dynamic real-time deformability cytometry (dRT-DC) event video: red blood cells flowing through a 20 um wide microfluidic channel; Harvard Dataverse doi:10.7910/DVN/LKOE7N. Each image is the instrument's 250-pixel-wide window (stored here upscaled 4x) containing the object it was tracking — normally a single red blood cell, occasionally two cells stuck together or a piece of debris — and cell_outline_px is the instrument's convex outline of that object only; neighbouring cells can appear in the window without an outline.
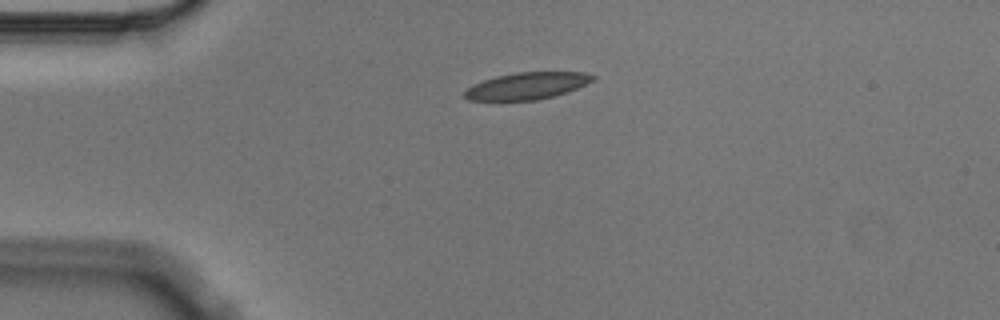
{"species": "Egyptian fruit bat (a non-hibernating species)", "species_latin": "Rousettus aegyptiacus", "temperature_condition": "cold", "stored_images_in_passage": 15, "camera_frame_rate_fps": 3000, "um_per_image_px": 0.085, "animal": {"sex": "male"}, "frame": {"image": 1, "passage_image": 5, "time_ms": 1.333, "image_size_px": [1000, 320], "cell_outline_px": [[596, 76], [592, 80], [568, 92], [536, 100], [500, 104], [468, 100], [464, 96], [464, 92], [472, 84], [496, 76], [516, 72], [584, 72]], "centroid_in_image_um": [44.66, 7.35], "position_along_channel_um": 40.3, "area_um2": 20.87}}
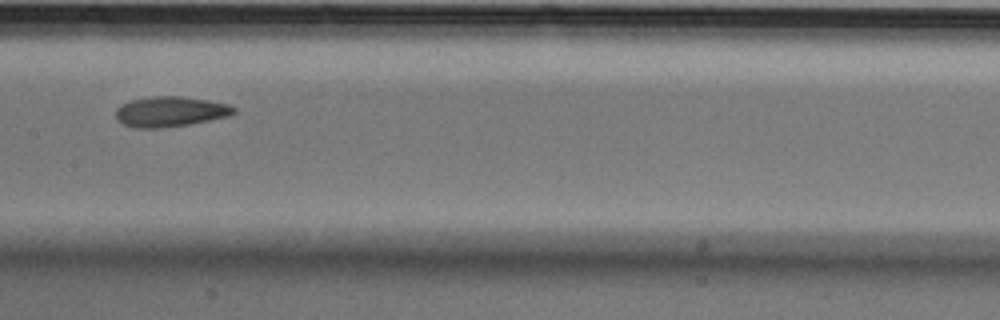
{"frame": {"image": 2, "passage_image": 9, "time_ms": 2.667, "image_size_px": [1000, 320], "cell_outline_px": [[236, 112], [228, 116], [188, 124], [160, 128], [132, 128], [116, 120], [116, 108], [120, 104], [132, 100], [152, 96], [180, 96], [208, 100], [228, 104], [236, 108]], "centroid_in_image_um": [14.44, 9.48], "position_along_channel_um": 193.0, "area_um2": 20.81}}
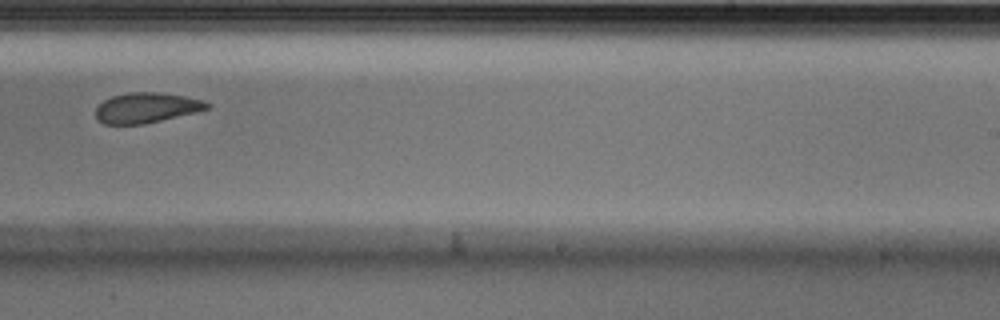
{"frame": {"image": 3, "passage_image": 11, "time_ms": 3.333, "image_size_px": [1000, 320], "cell_outline_px": [[212, 104], [208, 108], [196, 112], [144, 124], [104, 124], [96, 116], [96, 108], [104, 100], [112, 96], [128, 92], [160, 92], [184, 96], [204, 100]], "centroid_in_image_um": [12.47, 9.15], "position_along_channel_um": 276.5, "area_um2": 19.54}}